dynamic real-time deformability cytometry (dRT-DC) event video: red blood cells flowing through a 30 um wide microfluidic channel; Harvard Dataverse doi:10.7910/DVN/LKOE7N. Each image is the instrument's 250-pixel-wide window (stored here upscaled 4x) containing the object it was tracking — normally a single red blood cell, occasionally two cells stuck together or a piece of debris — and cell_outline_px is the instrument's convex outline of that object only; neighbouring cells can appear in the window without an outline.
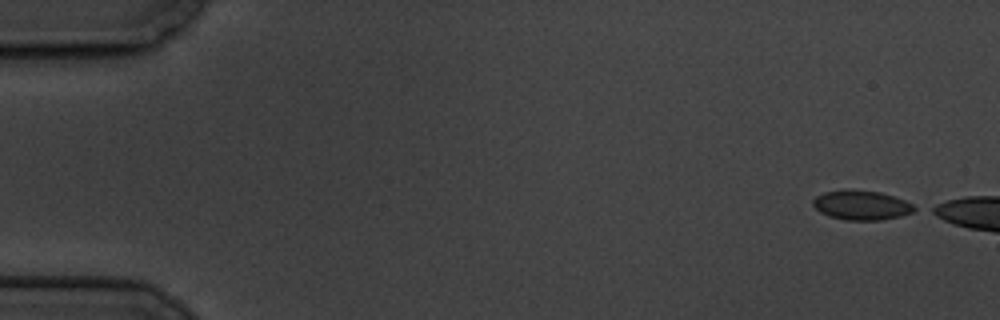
{"species": "common noctule bat (a hibernating species)", "species_latin": "Nyctalus noctula", "temperature_condition": "cold", "stored_images_in_passage": 3, "camera_frame_rate_fps": 3000, "um_per_image_px": 0.085, "animal": {"sex": "male", "body_mass_g": 19.5, "forearm_length_mm": 54.6}, "frame": {"image": 1, "passage_image": 1, "time_ms": 0.0, "image_size_px": [1000, 320], "cell_outline_px": [[920, 208], [912, 212], [900, 216], [880, 220], [844, 220], [828, 216], [820, 212], [812, 204], [812, 200], [816, 196], [824, 192], [844, 188], [852, 188], [880, 192], [904, 200]], "centroid_in_image_um": [73.2, 17.42], "position_along_channel_um": 11.8, "area_um2": 17.74}}